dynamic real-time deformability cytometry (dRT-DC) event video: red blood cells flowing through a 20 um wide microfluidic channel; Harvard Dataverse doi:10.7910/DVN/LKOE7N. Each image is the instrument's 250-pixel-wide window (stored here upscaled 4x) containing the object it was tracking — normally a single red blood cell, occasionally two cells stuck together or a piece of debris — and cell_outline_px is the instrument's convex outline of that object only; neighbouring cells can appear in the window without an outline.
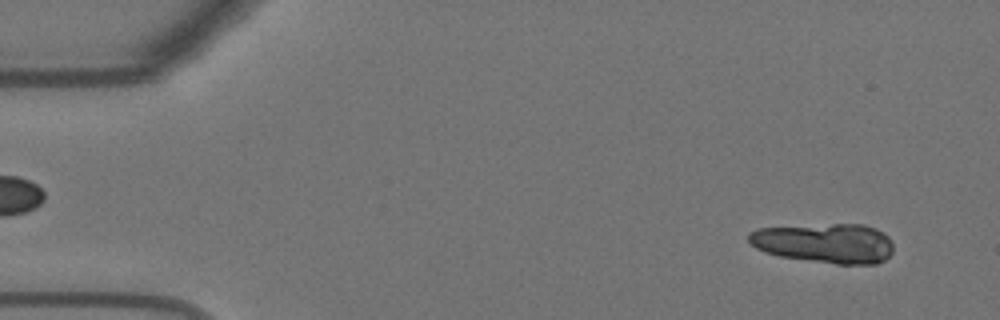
{"species": "Egyptian fruit bat (a non-hibernating species)", "species_latin": "Rousettus aegyptiacus", "temperature_condition": "warm", "stored_images_in_passage": 30, "camera_frame_rate_fps": 3000, "um_per_image_px": 0.085, "animal": {"sex": "female"}, "frame": {"image": 1, "passage_image": 3, "time_ms": 0.667, "image_size_px": [1000, 320], "cell_outline_px": [[892, 252], [884, 260], [876, 264], [836, 264], [780, 256], [764, 252], [756, 248], [748, 240], [748, 232], [756, 228], [832, 224], [864, 224], [876, 228], [884, 232], [888, 236], [892, 244]], "centroid_in_image_um": [70.12, 20.66], "position_along_channel_um": 14.9, "area_um2": 33.58}}